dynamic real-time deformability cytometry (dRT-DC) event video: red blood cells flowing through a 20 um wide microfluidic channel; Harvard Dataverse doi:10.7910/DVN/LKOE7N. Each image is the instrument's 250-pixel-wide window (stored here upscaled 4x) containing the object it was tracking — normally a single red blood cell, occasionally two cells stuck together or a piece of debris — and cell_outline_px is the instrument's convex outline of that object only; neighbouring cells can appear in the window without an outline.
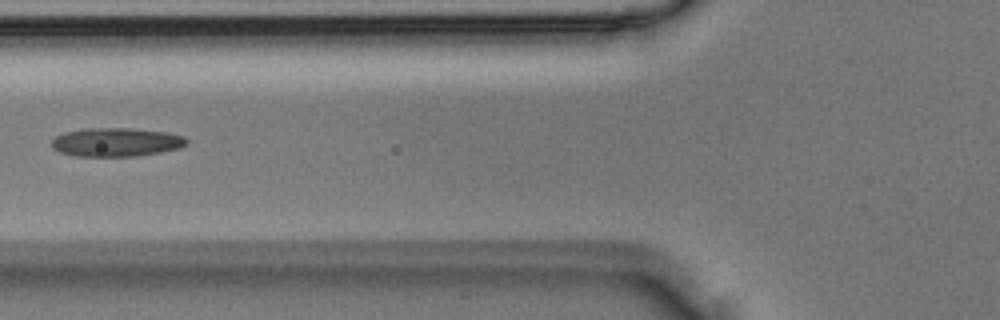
{"species": "Egyptian fruit bat (a non-hibernating species)", "species_latin": "Rousettus aegyptiacus", "temperature_condition": "room temperature", "stored_images_in_passage": 2, "camera_frame_rate_fps": 3000, "um_per_image_px": 0.085, "animal": {"sex": "male"}, "frame": {"image": 1, "passage_image": 2, "time_ms": 0.333, "image_size_px": [1000, 320], "cell_outline_px": [[188, 144], [180, 148], [160, 152], [136, 156], [76, 156], [60, 152], [52, 148], [52, 140], [56, 136], [64, 132], [88, 128], [128, 128], [164, 132], [184, 136], [188, 140]], "centroid_in_image_um": [9.88, 12.08], "position_along_channel_um": 115.9, "area_um2": 22.48}}